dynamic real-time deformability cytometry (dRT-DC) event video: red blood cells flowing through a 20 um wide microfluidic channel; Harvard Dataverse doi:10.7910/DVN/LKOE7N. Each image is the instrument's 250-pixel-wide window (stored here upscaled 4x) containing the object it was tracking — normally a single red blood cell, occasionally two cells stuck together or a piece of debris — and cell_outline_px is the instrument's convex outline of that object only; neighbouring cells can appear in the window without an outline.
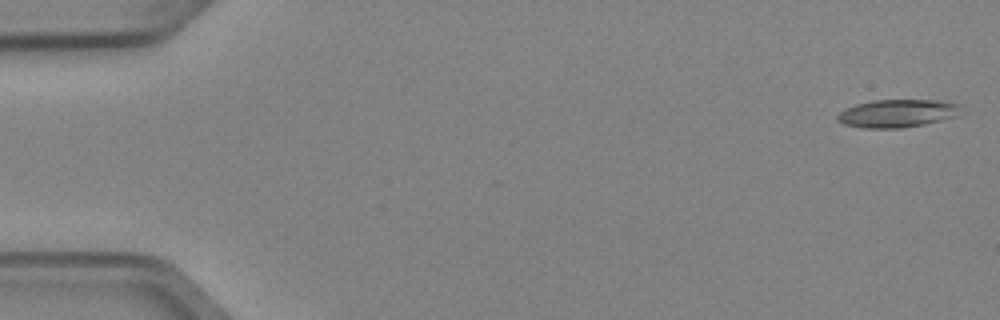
{"species": "Egyptian fruit bat (a non-hibernating species)", "species_latin": "Rousettus aegyptiacus", "temperature_condition": "cold", "stored_images_in_passage": 5, "camera_frame_rate_fps": 3000, "um_per_image_px": 0.085, "animal": {"sex": "female"}, "frame": {"image": 1, "passage_image": 1, "time_ms": 0.0, "image_size_px": [1000, 320], "cell_outline_px": [[964, 112], [960, 116], [924, 124], [904, 128], [864, 128], [844, 124], [836, 120], [836, 116], [844, 108], [856, 104], [872, 100], [936, 100], [964, 104]], "centroid_in_image_um": [76.36, 9.63], "position_along_channel_um": 8.6, "area_um2": 20.63}}
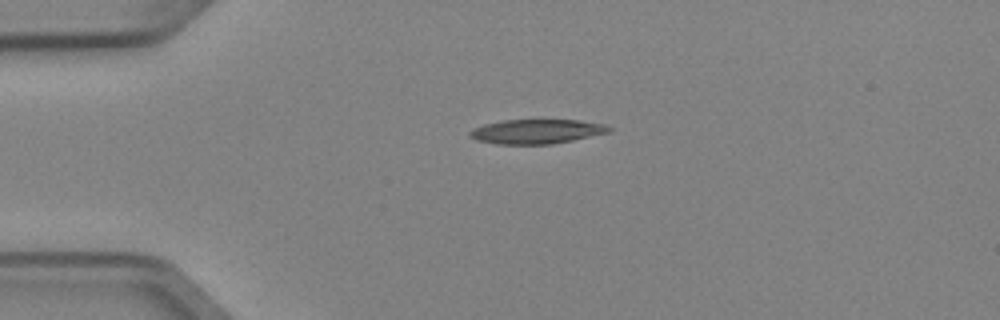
{"frame": {"image": 2, "passage_image": 4, "time_ms": 1.0, "image_size_px": [1000, 320], "cell_outline_px": [[612, 132], [552, 144], [496, 144], [476, 140], [468, 136], [468, 132], [472, 128], [484, 124], [504, 120], [580, 120], [604, 124], [612, 128]], "centroid_in_image_um": [45.6, 11.18], "position_along_channel_um": 39.4, "area_um2": 19.94}}